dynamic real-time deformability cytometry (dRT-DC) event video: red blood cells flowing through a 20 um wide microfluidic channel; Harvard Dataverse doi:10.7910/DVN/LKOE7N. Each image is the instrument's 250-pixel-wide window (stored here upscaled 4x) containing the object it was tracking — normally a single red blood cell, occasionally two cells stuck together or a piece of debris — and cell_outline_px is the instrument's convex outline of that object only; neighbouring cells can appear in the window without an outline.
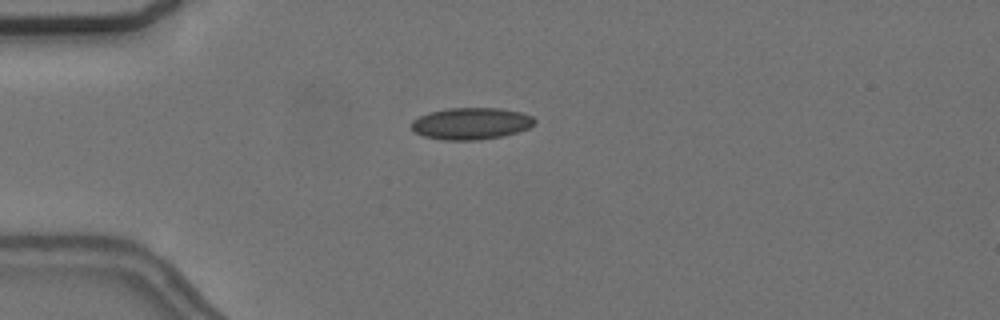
{"species": "common noctule bat (a hibernating species)", "species_latin": "Nyctalus noctula", "temperature_condition": "cold", "stored_images_in_passage": 2, "camera_frame_rate_fps": 3000, "um_per_image_px": 0.085, "animal": {"sex": "female", "body_mass_g": 24.6, "forearm_length_mm": 56.2}, "frame": {"image": 1, "passage_image": 1, "time_ms": 0.0, "image_size_px": [1000, 320], "cell_outline_px": [[536, 124], [528, 128], [504, 136], [480, 140], [444, 140], [424, 136], [416, 132], [412, 128], [412, 120], [428, 112], [448, 108], [500, 108], [520, 112], [532, 116], [536, 120]], "centroid_in_image_um": [40.07, 10.5], "position_along_channel_um": 44.9, "area_um2": 22.89}}